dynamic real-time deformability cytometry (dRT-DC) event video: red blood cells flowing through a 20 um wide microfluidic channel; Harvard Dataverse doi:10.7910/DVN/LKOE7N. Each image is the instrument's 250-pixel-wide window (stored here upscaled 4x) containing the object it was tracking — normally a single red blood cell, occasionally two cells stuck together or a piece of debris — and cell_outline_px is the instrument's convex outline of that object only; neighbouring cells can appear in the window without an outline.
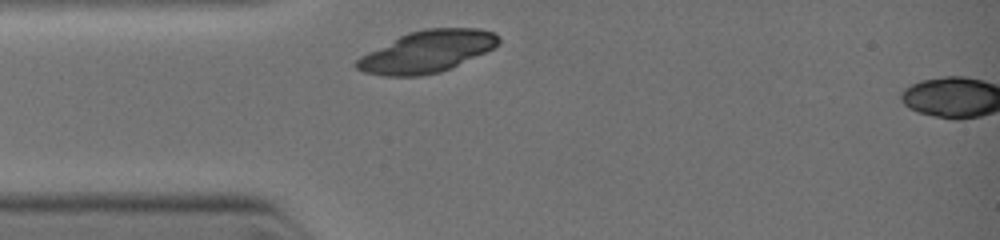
{"species": "common noctule bat (a hibernating species)", "species_latin": "Nyctalus noctula", "temperature_condition": "warm", "stored_images_in_passage": 2, "camera_frame_rate_fps": 3000, "um_per_image_px": 0.085, "animal": {"sex": "female", "body_mass_g": 19.0, "forearm_length_mm": 51.5}, "frame": {"image": 1, "passage_image": 1, "time_ms": 0.0, "image_size_px": [1000, 240], "cell_outline_px": [[500, 44], [484, 52], [440, 72], [416, 76], [384, 76], [364, 72], [356, 68], [356, 60], [360, 56], [408, 32], [424, 28], [480, 28], [496, 32], [500, 36]], "centroid_in_image_um": [36.31, 4.37], "position_along_channel_um": 48.7, "area_um2": 34.22}}